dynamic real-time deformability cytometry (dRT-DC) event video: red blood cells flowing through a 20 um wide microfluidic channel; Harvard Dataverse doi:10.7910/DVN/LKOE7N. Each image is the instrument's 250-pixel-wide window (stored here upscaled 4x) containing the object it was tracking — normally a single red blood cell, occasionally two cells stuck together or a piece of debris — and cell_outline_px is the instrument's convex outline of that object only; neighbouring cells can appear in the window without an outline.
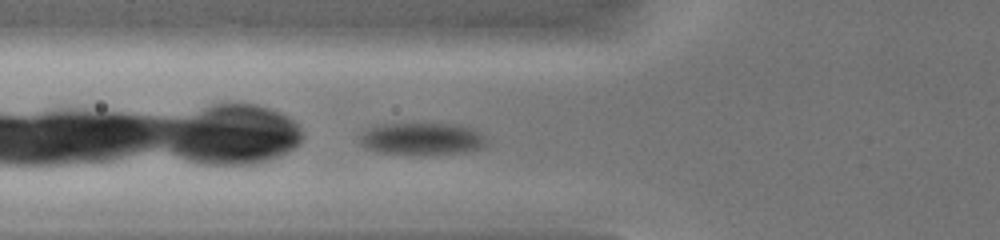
{"species": "common noctule bat (a hibernating species)", "species_latin": "Nyctalus noctula", "temperature_condition": "warm", "stored_images_in_passage": 28, "camera_frame_rate_fps": 3000, "um_per_image_px": 0.085, "animal": {"sex": "female", "body_mass_g": 19.0, "forearm_length_mm": 51.5}, "frame": {"image": 1, "passage_image": 3, "time_ms": 0.667, "image_size_px": [1000, 240], "cell_outline_px": [[488, 148], [464, 152], [376, 152], [364, 148], [356, 140], [364, 128], [376, 124], [460, 124], [472, 128], [480, 132], [488, 140]], "centroid_in_image_um": [35.85, 11.76], "position_along_channel_um": 90.0, "area_um2": 23.76}}
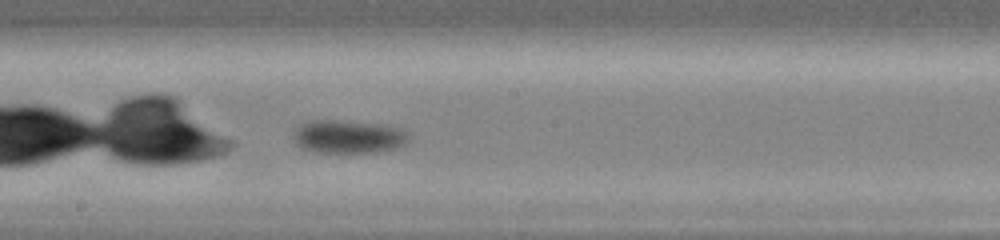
{"frame": {"image": 2, "passage_image": 12, "time_ms": 3.667, "image_size_px": [1000, 240], "cell_outline_px": [[412, 136], [404, 144], [396, 148], [380, 152], [320, 152], [300, 148], [296, 144], [292, 136], [296, 128], [300, 124], [312, 120], [344, 120], [392, 124], [408, 132]], "centroid_in_image_um": [29.66, 11.59], "position_along_channel_um": 218.5, "area_um2": 22.95}}
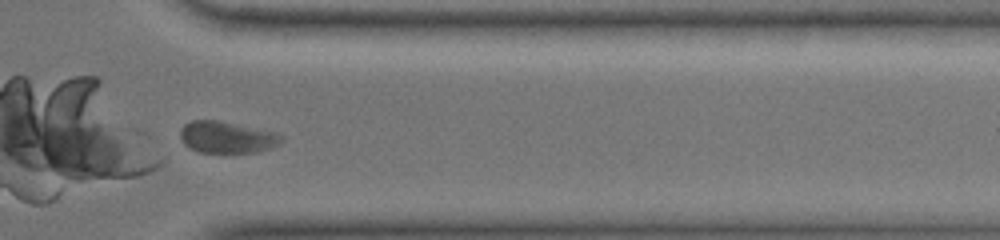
{"frame": {"image": 3, "passage_image": 24, "time_ms": 7.667, "image_size_px": [1000, 240], "cell_outline_px": [[284, 140], [280, 144], [256, 152], [200, 152], [188, 148], [180, 140], [180, 128], [184, 124], [192, 120], [216, 120], [276, 132], [284, 136]], "centroid_in_image_um": [19.26, 11.66], "position_along_channel_um": 392.1, "area_um2": 18.73}, "authors_computed_cell_mechanics": {"area_um2": 21.7617, "velocity_mm_per_s": 4.2957, "shape_relaxation_time_tau1_ms": 1.8565, "shape_relaxation_time_tau2_ms": null, "deformation_change_tau1": 0.0633, "deformation_change_tau2": null}}